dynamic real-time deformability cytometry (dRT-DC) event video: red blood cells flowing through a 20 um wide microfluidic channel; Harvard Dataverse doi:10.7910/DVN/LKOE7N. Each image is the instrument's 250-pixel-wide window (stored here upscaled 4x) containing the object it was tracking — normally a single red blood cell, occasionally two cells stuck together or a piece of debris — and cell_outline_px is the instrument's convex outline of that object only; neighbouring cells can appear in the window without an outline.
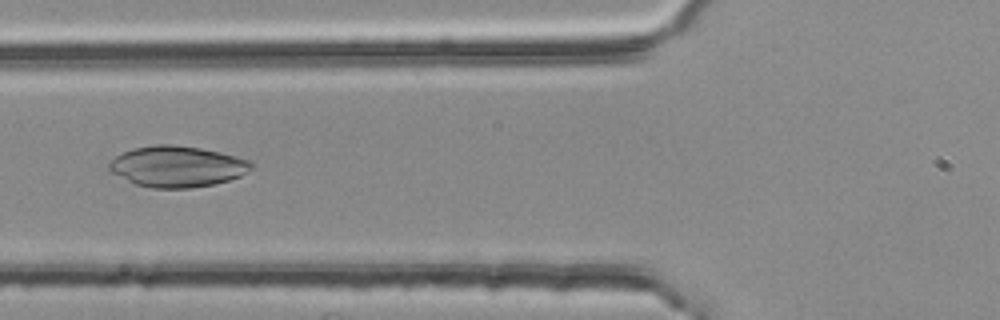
{"species": "common noctule bat (a hibernating species)", "species_latin": "Nyctalus noctula", "temperature_condition": "room temperature", "stored_images_in_passage": 40, "camera_frame_rate_fps": 3000, "um_per_image_px": 0.085, "animal": {"sex": "female", "body_mass_g": 25.1}, "frame": {"image": 1, "passage_image": 7, "time_ms": 2.0, "image_size_px": [1000, 320], "cell_outline_px": [[256, 164], [252, 168], [240, 176], [228, 180], [212, 184], [192, 188], [152, 188], [132, 184], [112, 172], [108, 168], [108, 160], [132, 148], [156, 144], [172, 144], [200, 148], [220, 152], [252, 160]], "centroid_in_image_um": [15.05, 14.15], "position_along_channel_um": 110.8, "area_um2": 34.28}}
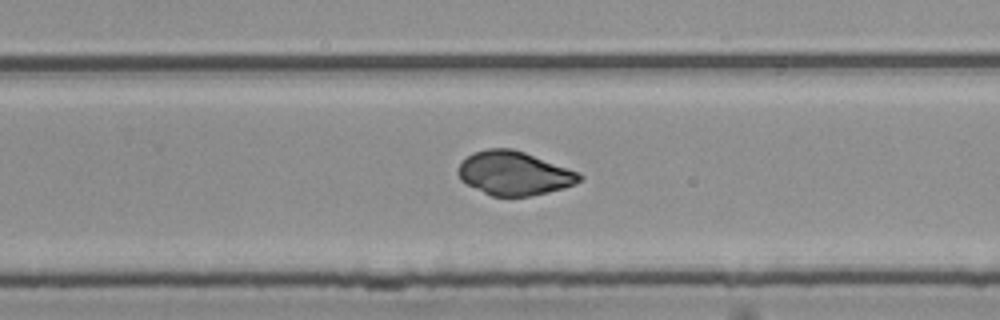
{"frame": {"image": 2, "passage_image": 21, "time_ms": 6.667, "image_size_px": [1000, 320], "cell_outline_px": [[584, 176], [576, 184], [564, 188], [532, 196], [492, 196], [460, 180], [456, 172], [456, 168], [472, 152], [488, 148], [512, 148], [524, 152], [580, 172]], "centroid_in_image_um": [43.71, 14.72], "position_along_channel_um": 286.1, "area_um2": 31.04}}
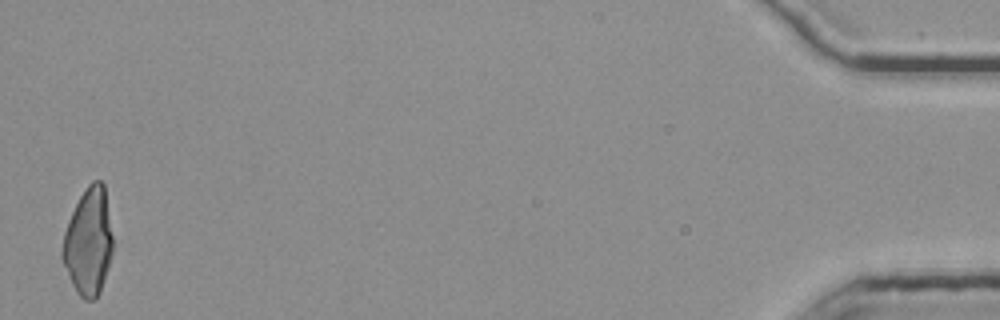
{"frame": {"image": 3, "passage_image": 40, "time_ms": 13.0, "image_size_px": [1000, 320], "cell_outline_px": [[112, 256], [100, 292], [96, 300], [84, 300], [76, 292], [72, 284], [60, 256], [60, 252], [64, 232], [68, 220], [80, 196], [88, 184], [92, 180], [100, 180], [104, 184], [112, 236]], "centroid_in_image_um": [7.5, 20.58], "position_along_channel_um": 427.7, "area_um2": 31.56}}